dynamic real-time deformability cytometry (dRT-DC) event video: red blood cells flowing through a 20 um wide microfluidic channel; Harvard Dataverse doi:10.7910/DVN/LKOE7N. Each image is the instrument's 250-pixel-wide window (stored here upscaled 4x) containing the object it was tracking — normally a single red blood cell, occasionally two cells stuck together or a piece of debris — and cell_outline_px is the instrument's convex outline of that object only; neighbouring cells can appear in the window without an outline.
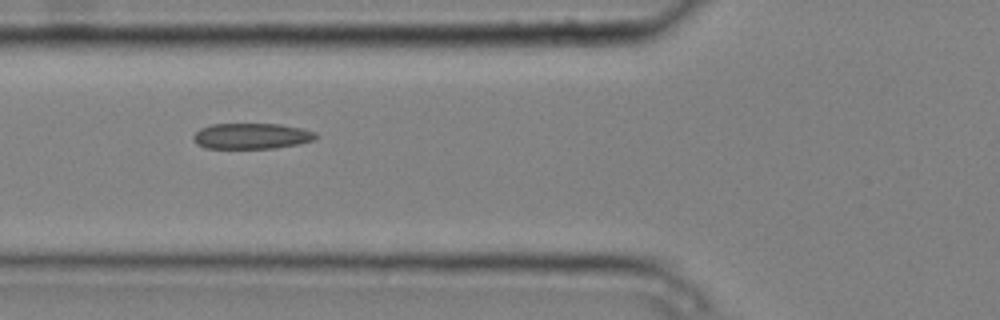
{"species": "common noctule bat (a hibernating species)", "species_latin": "Nyctalus noctula", "temperature_condition": "cold", "stored_images_in_passage": 8, "camera_frame_rate_fps": 3000, "um_per_image_px": 0.085, "animal": {"sex": "male", "body_mass_g": 20.4}, "frame": {"image": 1, "passage_image": 6, "time_ms": 1.667, "image_size_px": [1000, 320], "cell_outline_px": [[320, 136], [316, 140], [300, 144], [276, 148], [204, 148], [196, 144], [192, 136], [200, 128], [212, 124], [280, 124], [300, 128], [316, 132]], "centroid_in_image_um": [21.42, 11.57], "position_along_channel_um": 104.4, "area_um2": 18.61}}
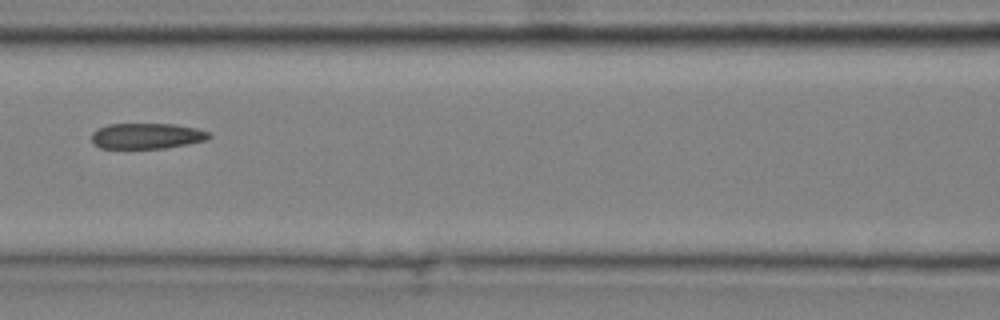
{"frame": {"image": 2, "passage_image": 7, "time_ms": 2.0, "image_size_px": [1000, 320], "cell_outline_px": [[212, 136], [204, 140], [188, 144], [164, 148], [100, 148], [92, 140], [92, 132], [108, 124], [176, 124], [196, 128], [208, 132]], "centroid_in_image_um": [12.49, 11.55], "position_along_channel_um": 154.1, "area_um2": 17.4}}
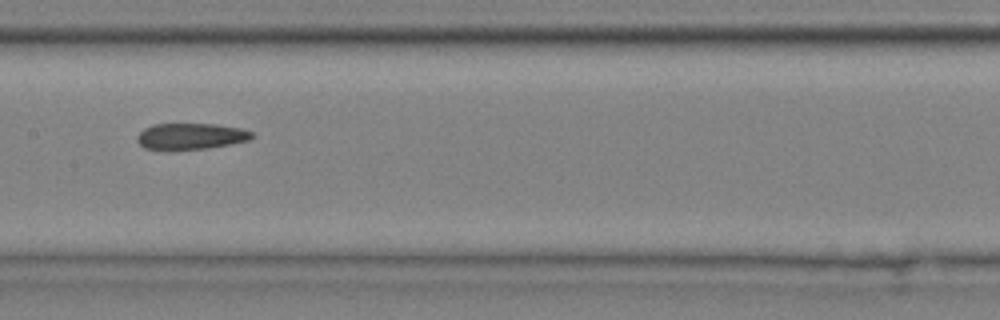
{"frame": {"image": 3, "passage_image": 8, "time_ms": 2.333, "image_size_px": [1000, 320], "cell_outline_px": [[256, 136], [248, 140], [208, 148], [144, 148], [136, 140], [136, 136], [144, 128], [152, 124], [216, 124], [240, 128], [252, 132]], "centroid_in_image_um": [16.22, 11.55], "position_along_channel_um": 191.2, "area_um2": 17.11}}